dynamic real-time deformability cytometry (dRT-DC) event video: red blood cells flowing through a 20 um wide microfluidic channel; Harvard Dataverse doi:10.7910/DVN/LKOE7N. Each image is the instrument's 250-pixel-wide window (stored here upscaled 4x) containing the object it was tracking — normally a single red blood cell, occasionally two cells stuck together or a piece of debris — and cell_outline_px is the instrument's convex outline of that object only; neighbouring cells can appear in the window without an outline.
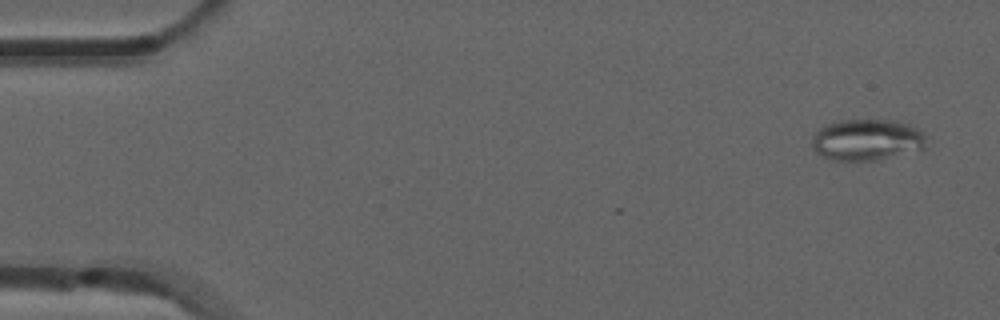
{"species": "common noctule bat (a hibernating species)", "species_latin": "Nyctalus noctula", "temperature_condition": "room temperature", "stored_images_in_passage": 4, "camera_frame_rate_fps": 3000, "um_per_image_px": 0.085, "animal": {"sex": "male", "forearm_length_mm": 52.5}, "frame": {"image": 1, "passage_image": 1, "time_ms": 0.0, "image_size_px": [1000, 320], "cell_outline_px": [[924, 148], [920, 152], [880, 160], [832, 160], [816, 152], [812, 148], [812, 136], [824, 124], [840, 120], [896, 120], [912, 124], [920, 128], [924, 136]], "centroid_in_image_um": [73.74, 11.89], "position_along_channel_um": 11.3, "area_um2": 28.15}}